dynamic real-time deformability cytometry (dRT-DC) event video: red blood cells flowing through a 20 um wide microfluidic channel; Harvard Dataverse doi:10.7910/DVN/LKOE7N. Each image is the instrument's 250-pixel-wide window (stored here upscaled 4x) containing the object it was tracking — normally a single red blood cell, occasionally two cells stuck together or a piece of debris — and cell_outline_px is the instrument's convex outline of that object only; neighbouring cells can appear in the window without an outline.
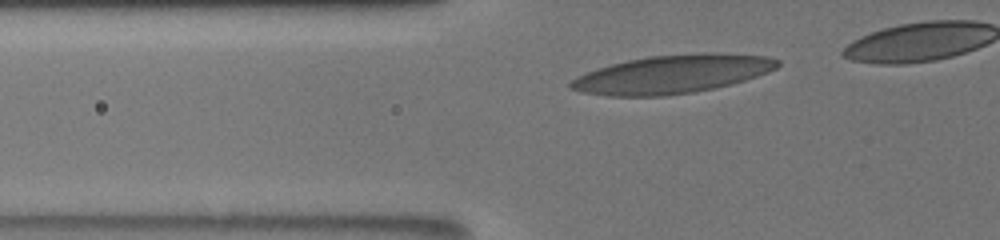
{"species": "human", "species_latin": "Homo sapiens", "temperature_condition": "room temperature", "stored_images_in_passage": 33, "camera_frame_rate_fps": 3000, "um_per_image_px": 0.085, "donor": {"sex": "male"}, "frame": {"image": 1, "passage_image": 5, "time_ms": 0.667, "image_size_px": [1000, 240], "cell_outline_px": [[780, 64], [776, 68], [768, 72], [732, 84], [692, 92], [664, 96], [608, 96], [580, 92], [568, 88], [568, 84], [576, 76], [596, 68], [628, 60], [648, 56], [704, 52], [708, 52], [768, 56], [780, 60]], "centroid_in_image_um": [57.12, 6.3], "position_along_channel_um": 68.7, "area_um2": 46.36}}
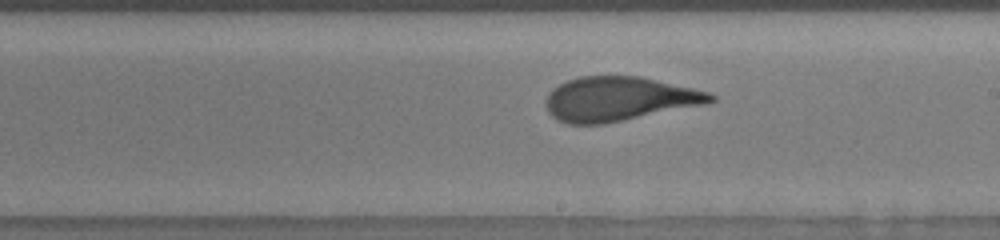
{"frame": {"image": 2, "passage_image": 18, "time_ms": 5.333, "image_size_px": [1000, 240], "cell_outline_px": [[716, 100], [708, 104], [604, 124], [568, 124], [556, 120], [548, 112], [544, 104], [544, 100], [548, 92], [552, 88], [568, 80], [580, 76], [640, 76], [692, 88], [708, 92], [716, 96]], "centroid_in_image_um": [52.58, 8.42], "position_along_channel_um": 236.4, "area_um2": 42.77}}
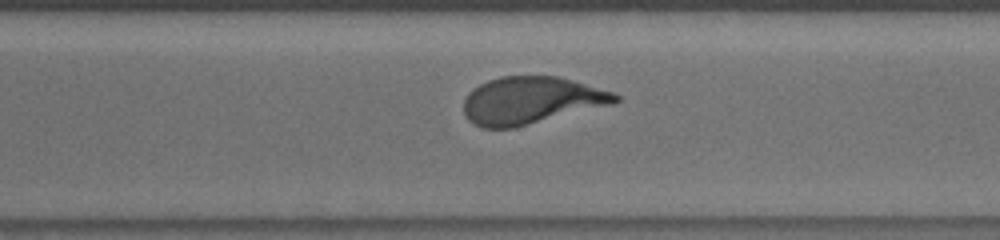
{"frame": {"image": 3, "passage_image": 25, "time_ms": 7.667, "image_size_px": [1000, 240], "cell_outline_px": [[620, 100], [612, 104], [512, 128], [480, 128], [472, 124], [464, 116], [464, 100], [468, 92], [472, 88], [488, 80], [500, 76], [556, 76], [572, 80], [612, 92], [620, 96]], "centroid_in_image_um": [45.08, 8.54], "position_along_channel_um": 325.5, "area_um2": 41.62}}